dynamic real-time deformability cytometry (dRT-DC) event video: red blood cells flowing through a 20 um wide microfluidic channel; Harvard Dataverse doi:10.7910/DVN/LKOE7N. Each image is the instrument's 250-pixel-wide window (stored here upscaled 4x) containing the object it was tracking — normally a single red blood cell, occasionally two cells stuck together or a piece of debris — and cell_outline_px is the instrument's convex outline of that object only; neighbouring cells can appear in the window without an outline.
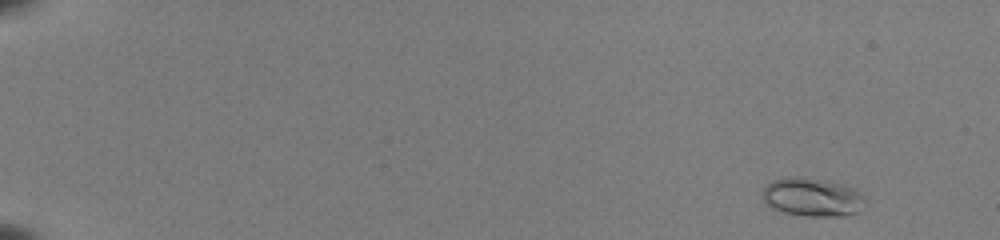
{"species": "common noctule bat (a hibernating species)", "species_latin": "Nyctalus noctula", "temperature_condition": "room temperature", "stored_images_in_passage": 54, "camera_frame_rate_fps": 3000, "um_per_image_px": 0.085, "animal": {"sex": "female", "body_mass_g": 22.0, "forearm_length_mm": 56.7}, "frame": {"image": 1, "passage_image": 5, "time_ms": 1.333, "image_size_px": [1000, 240], "cell_outline_px": [[864, 200], [856, 212], [840, 216], [804, 216], [784, 212], [772, 208], [764, 204], [760, 196], [764, 188], [772, 180], [788, 176], [800, 176], [824, 180], [844, 184], [856, 188], [864, 196]], "centroid_in_image_um": [68.98, 16.74], "position_along_channel_um": 16.0, "area_um2": 23.24}}
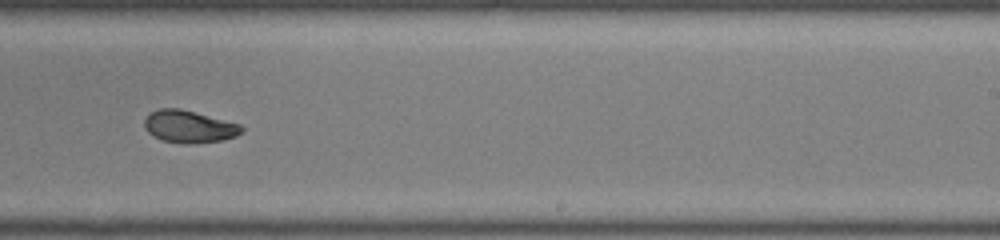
{"frame": {"image": 2, "passage_image": 37, "time_ms": 12.0, "image_size_px": [1000, 240], "cell_outline_px": [[244, 128], [236, 136], [224, 140], [196, 144], [180, 144], [160, 140], [152, 136], [144, 128], [144, 120], [148, 112], [160, 108], [180, 108], [240, 124]], "centroid_in_image_um": [16.02, 10.77], "position_along_channel_um": 273.0, "area_um2": 18.67}}
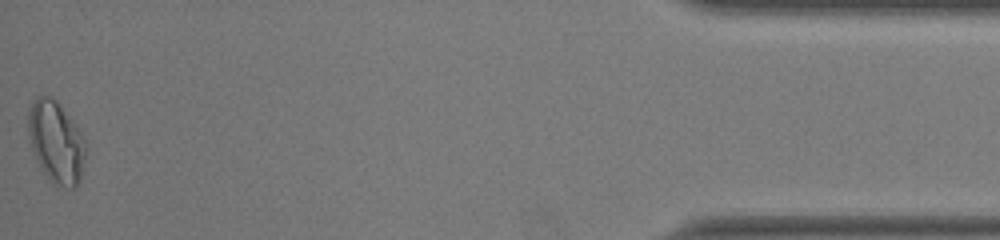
{"frame": {"image": 3, "passage_image": 54, "time_ms": 17.667, "image_size_px": [1000, 240], "cell_outline_px": [[88, 148], [80, 180], [72, 188], [52, 184], [48, 180], [36, 160], [28, 136], [28, 112], [36, 96], [48, 96], [56, 100], [60, 104], [80, 128]], "centroid_in_image_um": [4.8, 12.07], "position_along_channel_um": 430.4, "area_um2": 27.86}, "authors_computed_cell_mechanics": {"area_um2": 19.0451, "velocity_mm_per_s": 3.9823, "shape_relaxation_time_tau1_ms": 7.687, "shape_relaxation_time_tau2_ms": 1.8424, "deformation_change_tau1": 0.2114, "deformation_change_tau2": 0.063}}